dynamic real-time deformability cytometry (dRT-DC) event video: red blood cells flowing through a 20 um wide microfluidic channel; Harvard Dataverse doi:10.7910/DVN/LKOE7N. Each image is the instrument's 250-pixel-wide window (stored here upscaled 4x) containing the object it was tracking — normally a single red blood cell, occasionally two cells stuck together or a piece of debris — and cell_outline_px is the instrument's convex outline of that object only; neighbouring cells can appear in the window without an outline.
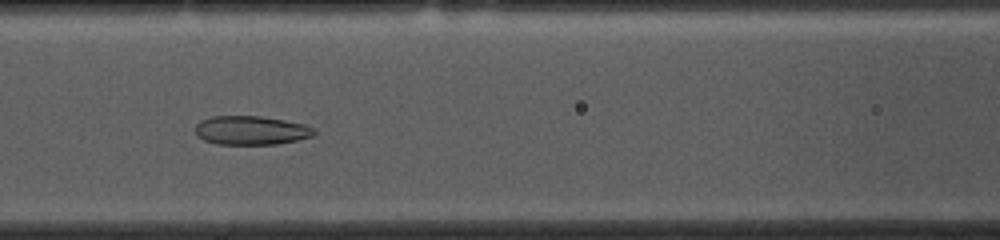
{"species": "common noctule bat (a hibernating species)", "species_latin": "Nyctalus noctula", "temperature_condition": "cold", "stored_images_in_passage": 54, "camera_frame_rate_fps": 3000, "um_per_image_px": 0.085, "animal": {"sex": "female", "body_mass_g": 10.0, "forearm_length_mm": 53.1}, "frame": {"image": 1, "passage_image": 22, "time_ms": 7.0, "image_size_px": [1000, 240], "cell_outline_px": [[316, 132], [312, 136], [296, 140], [276, 144], [216, 144], [204, 140], [196, 136], [196, 124], [200, 120], [212, 116], [260, 116], [284, 120], [304, 124], [312, 128]], "centroid_in_image_um": [21.3, 11.08], "position_along_channel_um": 145.3, "area_um2": 19.94}}
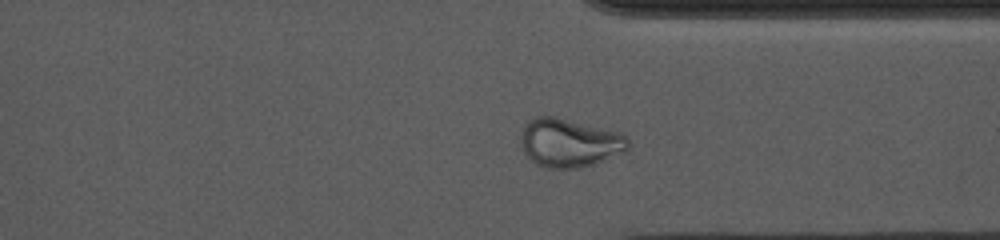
{"frame": {"image": 2, "passage_image": 40, "time_ms": 13.0, "image_size_px": [1000, 240], "cell_outline_px": [[628, 148], [624, 152], [592, 164], [580, 168], [544, 168], [536, 164], [524, 152], [520, 144], [520, 136], [524, 124], [528, 120], [536, 116], [556, 116], [620, 132], [628, 136]], "centroid_in_image_um": [48.37, 12.12], "position_along_channel_um": 363.0, "area_um2": 30.58}}
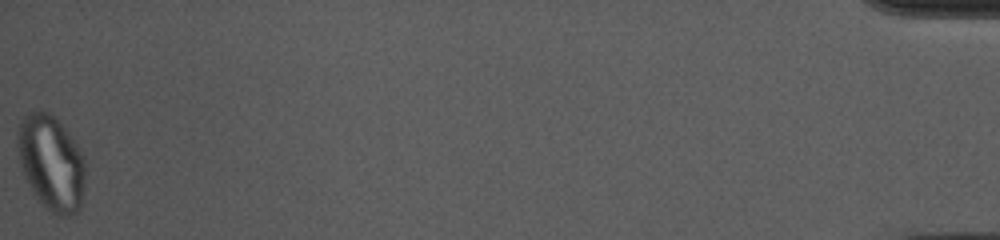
{"frame": {"image": 3, "passage_image": 54, "time_ms": 17.667, "image_size_px": [1000, 240], "cell_outline_px": [[84, 192], [80, 208], [76, 212], [68, 216], [60, 216], [48, 212], [32, 192], [24, 176], [20, 164], [16, 144], [16, 132], [24, 116], [28, 112], [36, 108], [48, 112], [64, 128], [76, 144], [84, 156]], "centroid_in_image_um": [4.33, 13.85], "position_along_channel_um": 430.9, "area_um2": 37.92}, "authors_computed_cell_mechanics": {"area_um2": 25.5187, "velocity_mm_per_s": 3.6547, "shape_relaxation_time_tau1_ms": null, "shape_relaxation_time_tau2_ms": 1.3033, "deformation_change_tau1": null, "deformation_change_tau2": 0.0597}}